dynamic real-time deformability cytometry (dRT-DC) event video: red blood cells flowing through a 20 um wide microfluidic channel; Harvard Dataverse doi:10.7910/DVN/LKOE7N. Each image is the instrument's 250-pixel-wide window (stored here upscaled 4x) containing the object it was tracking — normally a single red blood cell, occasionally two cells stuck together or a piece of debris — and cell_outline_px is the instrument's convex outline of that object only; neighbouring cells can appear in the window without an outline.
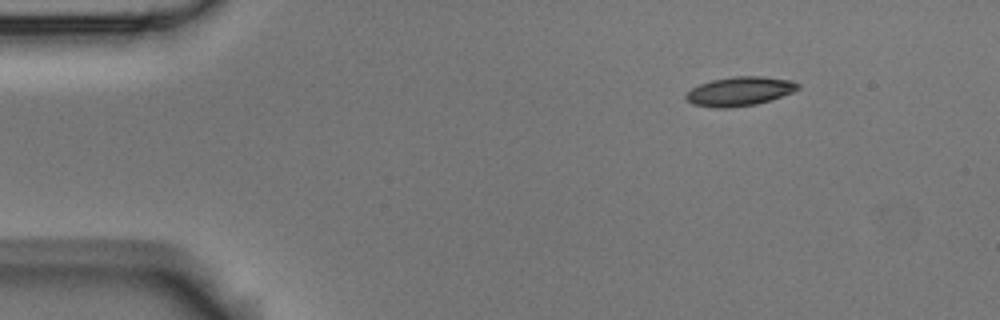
{"species": "Egyptian fruit bat (a non-hibernating species)", "species_latin": "Rousettus aegyptiacus", "temperature_condition": "room temperature", "stored_images_in_passage": 8, "camera_frame_rate_fps": 3000, "um_per_image_px": 0.085, "animal": {"sex": "male"}, "frame": {"image": 1, "passage_image": 1, "time_ms": 0.0, "image_size_px": [1000, 320], "cell_outline_px": [[800, 88], [792, 92], [772, 100], [756, 104], [728, 108], [716, 108], [692, 104], [684, 96], [692, 88], [700, 84], [712, 80], [736, 76], [760, 76], [792, 80], [800, 84]], "centroid_in_image_um": [62.9, 7.76], "position_along_channel_um": 22.1, "area_um2": 18.96}}
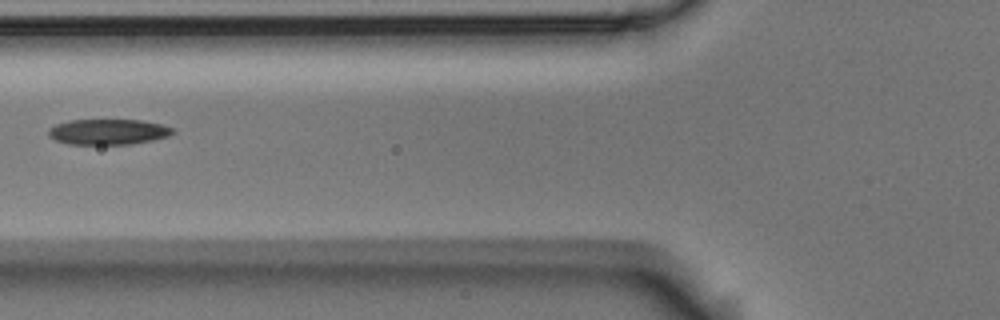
{"frame": {"image": 2, "passage_image": 5, "time_ms": 1.333, "image_size_px": [1000, 320], "cell_outline_px": [[176, 132], [168, 136], [152, 140], [132, 144], [68, 144], [56, 140], [48, 136], [48, 128], [56, 124], [72, 120], [140, 120], [164, 124], [172, 128]], "centroid_in_image_um": [9.21, 11.2], "position_along_channel_um": 116.6, "area_um2": 18.55}}
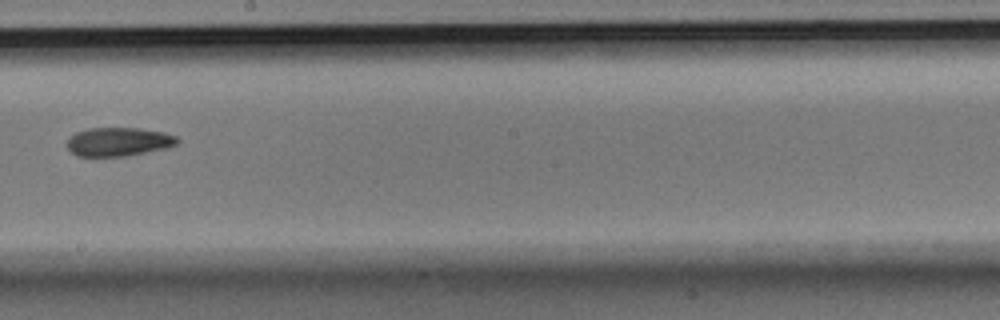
{"frame": {"image": 3, "passage_image": 8, "time_ms": 2.333, "image_size_px": [1000, 320], "cell_outline_px": [[180, 140], [176, 144], [168, 148], [128, 156], [76, 156], [68, 148], [68, 136], [76, 132], [88, 128], [140, 128], [164, 132], [176, 136]], "centroid_in_image_um": [10.09, 12.05], "position_along_channel_um": 238.1, "area_um2": 18.61}}